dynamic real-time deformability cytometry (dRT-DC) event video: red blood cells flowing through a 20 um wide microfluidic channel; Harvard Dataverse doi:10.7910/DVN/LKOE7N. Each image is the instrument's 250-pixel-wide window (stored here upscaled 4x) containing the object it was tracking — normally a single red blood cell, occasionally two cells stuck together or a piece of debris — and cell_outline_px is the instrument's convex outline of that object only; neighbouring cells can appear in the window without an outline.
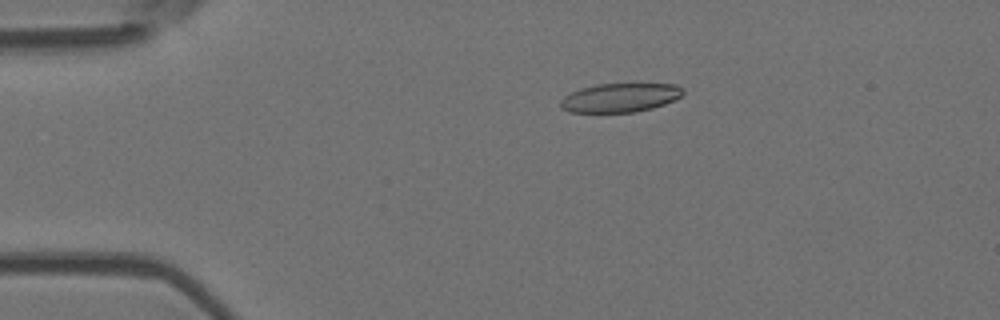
{"species": "Egyptian fruit bat (a non-hibernating species)", "species_latin": "Rousettus aegyptiacus", "temperature_condition": "room temperature", "stored_images_in_passage": 5, "camera_frame_rate_fps": 3000, "um_per_image_px": 0.085, "animal": {"sex": "female"}, "frame": {"image": 1, "passage_image": 3, "time_ms": 2.333, "image_size_px": [1000, 320], "cell_outline_px": [[684, 92], [680, 96], [664, 104], [652, 108], [632, 112], [568, 112], [560, 108], [560, 100], [564, 96], [580, 88], [596, 84], [676, 84], [684, 88]], "centroid_in_image_um": [52.67, 8.3], "position_along_channel_um": 32.3, "area_um2": 20.58}}
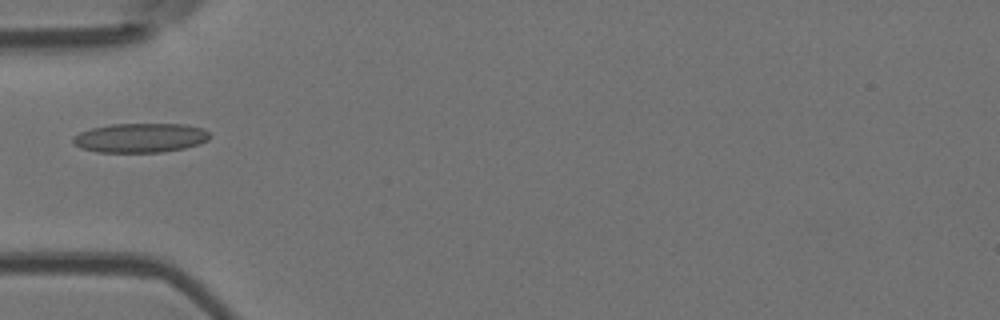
{"frame": {"image": 2, "passage_image": 5, "time_ms": 4.667, "image_size_px": [1000, 320], "cell_outline_px": [[208, 140], [200, 144], [184, 148], [160, 152], [96, 152], [80, 148], [72, 140], [72, 136], [80, 132], [92, 128], [112, 124], [188, 124], [204, 128], [208, 132]], "centroid_in_image_um": [11.93, 11.71], "position_along_channel_um": 73.1, "area_um2": 23.41}}